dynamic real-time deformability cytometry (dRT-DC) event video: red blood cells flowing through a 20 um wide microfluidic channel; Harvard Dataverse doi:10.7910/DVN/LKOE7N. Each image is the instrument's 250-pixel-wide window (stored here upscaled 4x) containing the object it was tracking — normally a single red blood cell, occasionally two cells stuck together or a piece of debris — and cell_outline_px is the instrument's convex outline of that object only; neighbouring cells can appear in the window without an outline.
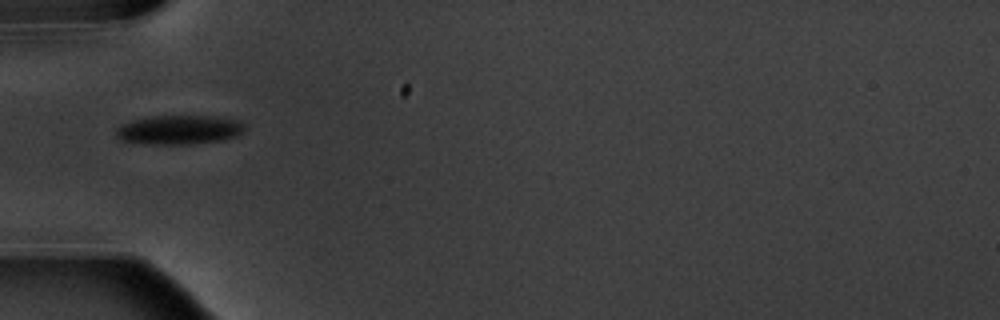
{"species": "common noctule bat (a hibernating species)", "species_latin": "Nyctalus noctula", "temperature_condition": "warm", "stored_images_in_passage": 11, "camera_frame_rate_fps": 3000, "um_per_image_px": 0.085, "animal": {"sex": "male", "body_mass_g": 20.1, "forearm_length_mm": 53.5}, "frame": {"image": 1, "passage_image": 5, "time_ms": 5.667, "image_size_px": [1000, 320], "cell_outline_px": [[244, 128], [236, 136], [224, 140], [192, 144], [148, 144], [120, 140], [116, 136], [116, 128], [120, 124], [132, 120], [152, 116], [212, 116], [240, 120], [244, 124]], "centroid_in_image_um": [15.2, 11.03], "position_along_channel_um": 69.8, "area_um2": 21.96}}
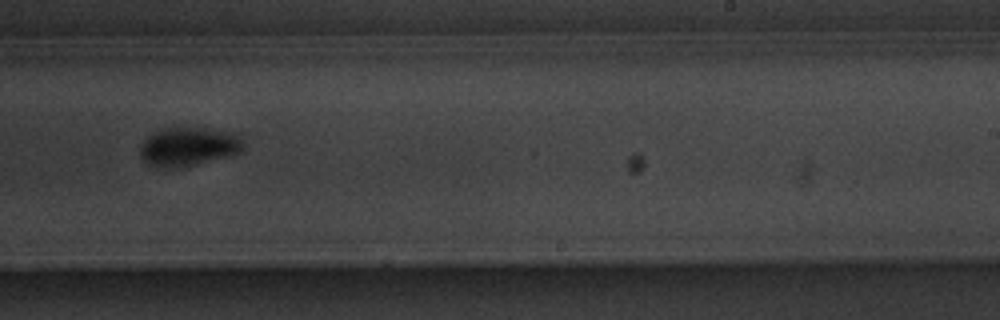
{"frame": {"image": 2, "passage_image": 10, "time_ms": 11.333, "image_size_px": [1000, 320], "cell_outline_px": [[244, 148], [240, 152], [228, 156], [184, 168], [172, 168], [148, 164], [140, 156], [140, 148], [144, 140], [148, 136], [156, 132], [168, 128], [208, 128], [228, 132], [236, 136], [240, 140]], "centroid_in_image_um": [16.0, 12.48], "position_along_channel_um": 273.0, "area_um2": 22.95}}
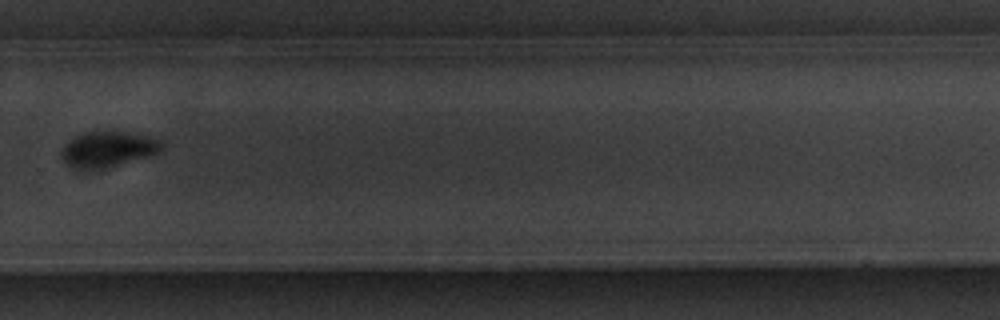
{"frame": {"image": 3, "passage_image": 11, "time_ms": 12.667, "image_size_px": [1000, 320], "cell_outline_px": [[164, 144], [152, 156], [108, 168], [92, 172], [84, 172], [68, 168], [64, 164], [60, 152], [64, 144], [76, 136], [88, 132], [124, 132], [144, 136], [156, 140]], "centroid_in_image_um": [9.05, 12.77], "position_along_channel_um": 320.8, "area_um2": 21.21}}